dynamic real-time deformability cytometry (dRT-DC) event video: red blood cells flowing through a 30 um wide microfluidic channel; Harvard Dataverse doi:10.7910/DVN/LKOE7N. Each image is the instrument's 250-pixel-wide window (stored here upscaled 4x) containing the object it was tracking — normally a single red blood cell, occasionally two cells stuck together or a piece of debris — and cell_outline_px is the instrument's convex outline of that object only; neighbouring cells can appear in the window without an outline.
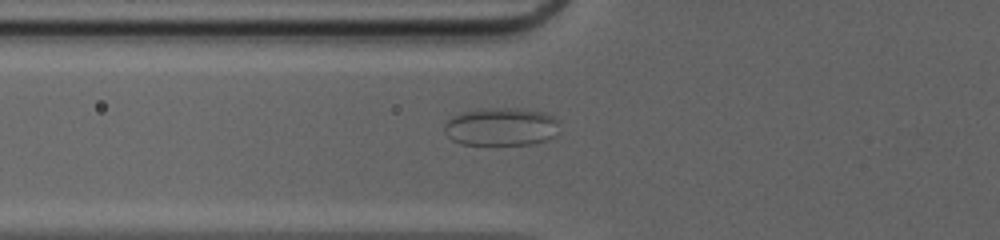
{"species": "common noctule bat (a hibernating species)", "species_latin": "Nyctalus noctula", "temperature_condition": "cold", "stored_images_in_passage": 30, "camera_frame_rate_fps": 3000, "um_per_image_px": 0.085, "animal": {"sex": "female", "body_mass_g": 20.0, "forearm_length_mm": 54.0}, "frame": {"image": 1, "passage_image": 2, "time_ms": 0.333, "image_size_px": [1000, 240], "cell_outline_px": [[556, 120], [552, 136], [544, 140], [532, 144], [464, 144], [452, 140], [448, 136], [444, 128], [448, 120], [452, 116], [464, 112], [480, 108], [520, 108], [548, 112]], "centroid_in_image_um": [42.55, 10.75], "position_along_channel_um": 83.2, "area_um2": 25.09}}
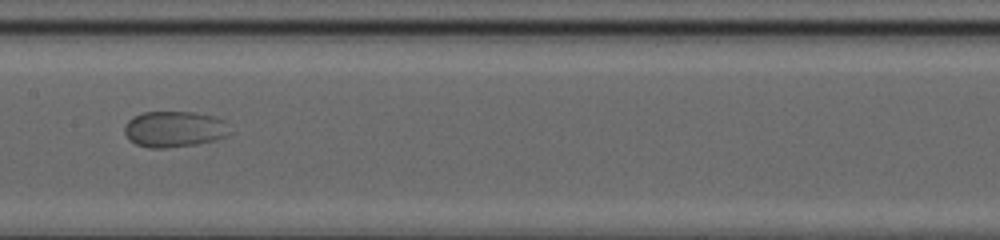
{"frame": {"image": 2, "passage_image": 10, "time_ms": 3.0, "image_size_px": [1000, 240], "cell_outline_px": [[224, 136], [212, 140], [192, 144], [164, 148], [148, 148], [136, 144], [128, 140], [124, 132], [124, 128], [128, 120], [132, 116], [144, 112], [192, 112], [212, 116], [224, 120]], "centroid_in_image_um": [14.67, 10.97], "position_along_channel_um": 192.7, "area_um2": 21.5}}
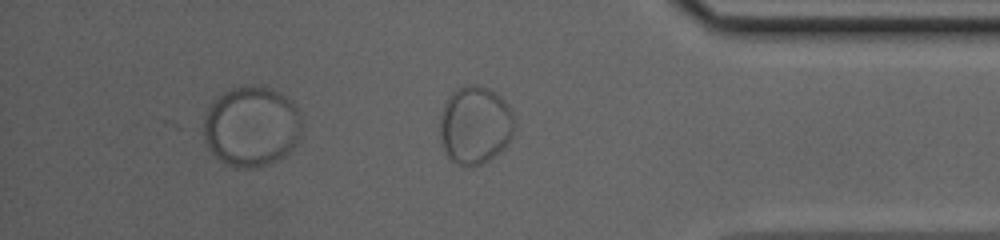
{"frame": {"image": 3, "passage_image": 26, "time_ms": 8.333, "image_size_px": [1000, 240], "cell_outline_px": [[512, 132], [508, 140], [488, 160], [480, 164], [468, 168], [452, 160], [444, 152], [440, 136], [440, 112], [452, 92], [468, 84], [476, 84], [488, 88], [496, 92], [508, 104], [512, 112]], "centroid_in_image_um": [40.33, 10.61], "position_along_channel_um": 394.9, "area_um2": 33.35}}